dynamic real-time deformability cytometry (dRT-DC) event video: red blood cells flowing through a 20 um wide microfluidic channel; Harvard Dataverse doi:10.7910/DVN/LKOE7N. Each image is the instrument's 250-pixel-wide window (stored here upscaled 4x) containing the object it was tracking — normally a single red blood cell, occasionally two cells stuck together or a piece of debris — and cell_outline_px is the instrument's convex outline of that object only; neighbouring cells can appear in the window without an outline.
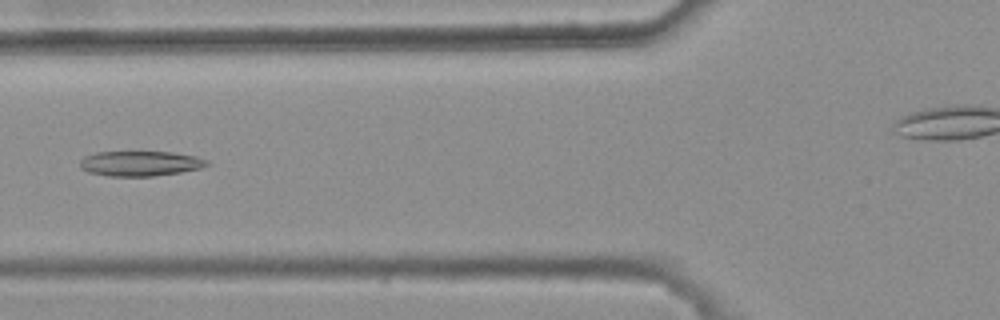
{"species": "common noctule bat (a hibernating species)", "species_latin": "Nyctalus noctula", "temperature_condition": "warm", "stored_images_in_passage": 6, "camera_frame_rate_fps": 3000, "um_per_image_px": 0.085, "animal": {"sex": "female", "body_mass_g": 25.1}, "frame": {"image": 1, "passage_image": 6, "time_ms": 1.667, "image_size_px": [1000, 320], "cell_outline_px": [[212, 164], [200, 168], [180, 172], [152, 176], [108, 176], [88, 172], [80, 168], [80, 160], [84, 156], [96, 152], [172, 152], [196, 156], [208, 160]], "centroid_in_image_um": [11.92, 13.89], "position_along_channel_um": 113.9, "area_um2": 18.61}}